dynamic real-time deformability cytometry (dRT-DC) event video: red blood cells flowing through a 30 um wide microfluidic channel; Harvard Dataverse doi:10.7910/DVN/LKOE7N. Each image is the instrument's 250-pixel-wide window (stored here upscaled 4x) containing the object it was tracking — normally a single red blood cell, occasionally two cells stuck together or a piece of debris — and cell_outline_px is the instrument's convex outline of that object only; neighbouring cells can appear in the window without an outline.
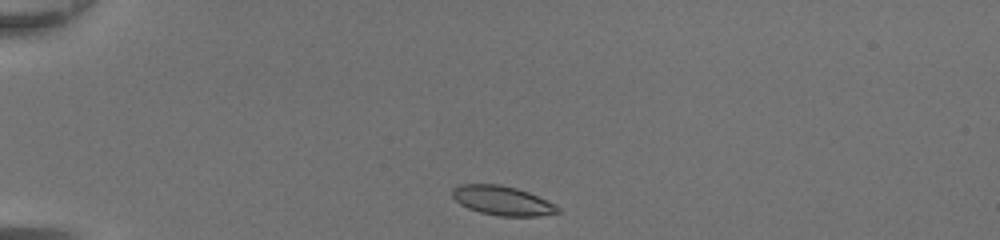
{"species": "common noctule bat (a hibernating species)", "species_latin": "Nyctalus noctula", "temperature_condition": "room temperature", "stored_images_in_passage": 31, "camera_frame_rate_fps": 3000, "um_per_image_px": 0.085, "animal": {"sex": "female", "body_mass_g": 20.0, "forearm_length_mm": 54.0}, "frame": {"image": 1, "passage_image": 1, "time_ms": 0.0, "image_size_px": [1000, 240], "cell_outline_px": [[560, 212], [536, 216], [500, 216], [480, 212], [468, 208], [460, 204], [452, 196], [452, 188], [456, 184], [500, 184], [516, 188], [528, 192], [548, 200], [556, 204], [560, 208]], "centroid_in_image_um": [42.69, 17.04], "position_along_channel_um": 42.3, "area_um2": 18.09}}
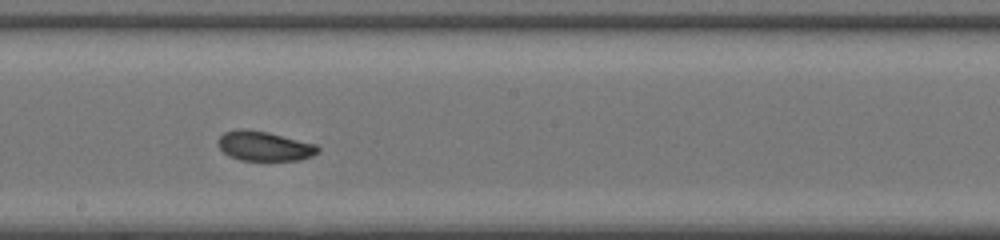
{"frame": {"image": 2, "passage_image": 17, "time_ms": 5.333, "image_size_px": [1000, 240], "cell_outline_px": [[320, 152], [312, 156], [300, 160], [240, 160], [228, 156], [216, 144], [216, 140], [224, 132], [236, 128], [244, 128], [268, 132], [316, 144], [320, 148]], "centroid_in_image_um": [22.44, 12.41], "position_along_channel_um": 225.8, "area_um2": 17.51}}
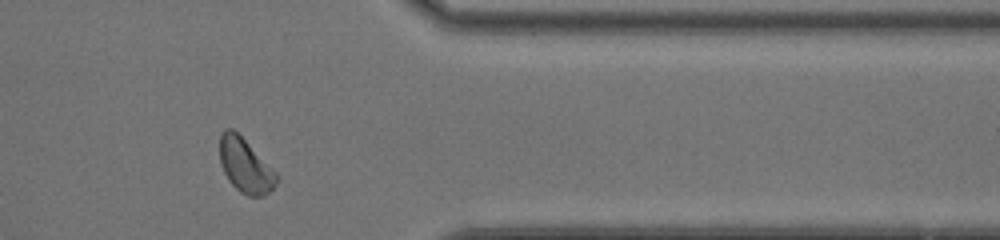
{"frame": {"image": 3, "passage_image": 29, "time_ms": 9.333, "image_size_px": [1000, 240], "cell_outline_px": [[280, 176], [276, 184], [264, 196], [248, 196], [240, 192], [228, 180], [220, 164], [220, 132], [224, 128], [232, 128]], "centroid_in_image_um": [20.83, 14.09], "position_along_channel_um": 390.6, "area_um2": 17.74}, "authors_computed_cell_mechanics": {"area_um2": 17.5134, "velocity_mm_per_s": 4.362, "shape_relaxation_time_tau1_ms": 2.6197, "shape_relaxation_time_tau2_ms": 3.7583, "deformation_change_tau1": 0.0852, "deformation_change_tau2": 0.0868}}